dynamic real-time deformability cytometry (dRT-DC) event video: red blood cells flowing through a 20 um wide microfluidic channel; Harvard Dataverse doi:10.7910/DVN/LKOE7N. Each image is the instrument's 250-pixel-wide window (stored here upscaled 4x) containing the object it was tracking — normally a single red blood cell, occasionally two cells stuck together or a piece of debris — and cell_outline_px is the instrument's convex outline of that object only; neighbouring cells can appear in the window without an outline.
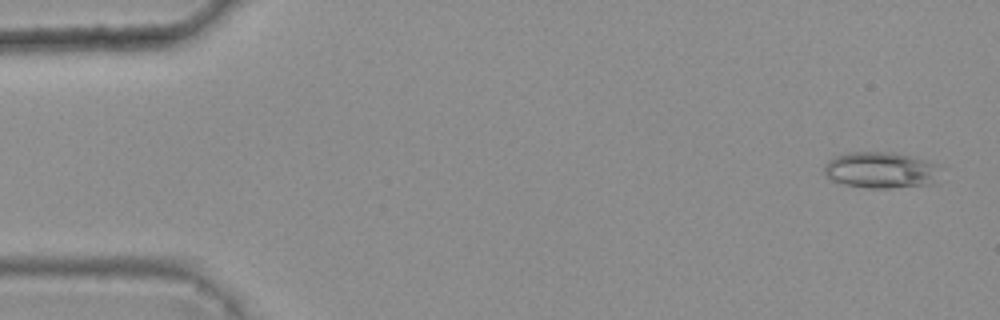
{"species": "common noctule bat (a hibernating species)", "species_latin": "Nyctalus noctula", "temperature_condition": "warm", "stored_images_in_passage": 5, "camera_frame_rate_fps": 3000, "um_per_image_px": 0.085, "animal": {"sex": "female", "body_mass_g": 25.1}, "frame": {"image": 1, "passage_image": 1, "time_ms": 0.0, "image_size_px": [1000, 320], "cell_outline_px": [[940, 164], [936, 184], [892, 188], [868, 188], [844, 184], [832, 180], [824, 172], [824, 164], [828, 160], [836, 156], [848, 152], [896, 152], [912, 156]], "centroid_in_image_um": [74.91, 14.46], "position_along_channel_um": 10.1, "area_um2": 24.91}}
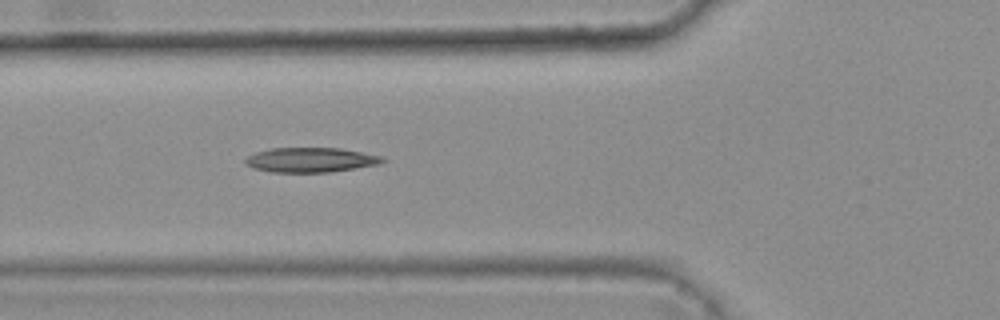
{"frame": {"image": 2, "passage_image": 5, "time_ms": 1.333, "image_size_px": [1000, 320], "cell_outline_px": [[388, 160], [380, 164], [328, 172], [272, 172], [252, 168], [244, 160], [248, 156], [256, 152], [272, 148], [340, 148], [380, 156]], "centroid_in_image_um": [26.41, 13.59], "position_along_channel_um": 99.4, "area_um2": 19.54}}